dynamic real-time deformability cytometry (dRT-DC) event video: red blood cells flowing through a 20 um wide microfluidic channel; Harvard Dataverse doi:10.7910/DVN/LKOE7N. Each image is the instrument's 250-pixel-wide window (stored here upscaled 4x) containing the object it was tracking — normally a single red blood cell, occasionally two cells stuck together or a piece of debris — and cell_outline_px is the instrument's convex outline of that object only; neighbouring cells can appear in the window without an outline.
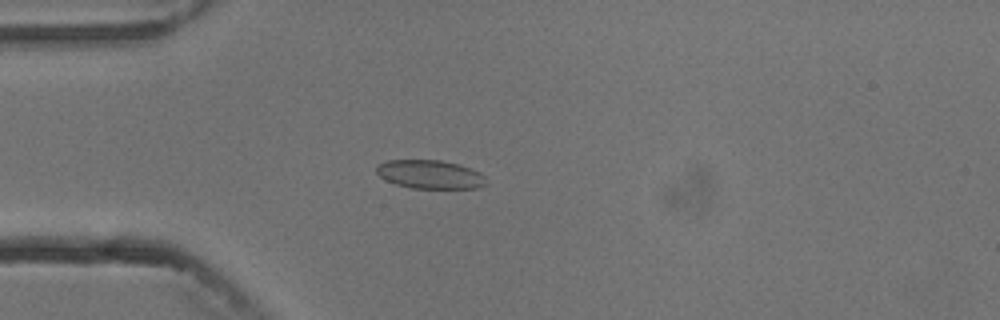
{"species": "common noctule bat (a hibernating species)", "species_latin": "Nyctalus noctula", "temperature_condition": "cold", "stored_images_in_passage": 5, "camera_frame_rate_fps": 3000, "um_per_image_px": 0.085, "animal": {"sex": "male", "body_mass_g": 13.3}, "frame": {"image": 1, "passage_image": 4, "time_ms": 4.333, "image_size_px": [1000, 320], "cell_outline_px": [[488, 184], [480, 188], [412, 188], [396, 184], [384, 180], [376, 172], [376, 164], [388, 160], [440, 160], [456, 164], [480, 172], [488, 180]], "centroid_in_image_um": [36.55, 14.83], "position_along_channel_um": 48.5, "area_um2": 18.38}}